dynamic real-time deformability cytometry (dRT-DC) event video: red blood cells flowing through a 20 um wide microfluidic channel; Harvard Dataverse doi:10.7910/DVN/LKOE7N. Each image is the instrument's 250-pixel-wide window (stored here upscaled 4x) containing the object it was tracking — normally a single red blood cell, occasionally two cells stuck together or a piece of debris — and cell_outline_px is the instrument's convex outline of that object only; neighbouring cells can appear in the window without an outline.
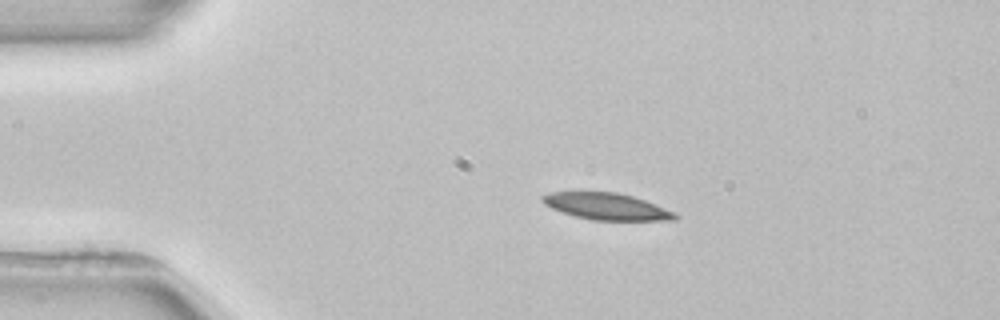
{"species": "common noctule bat (a hibernating species)", "species_latin": "Nyctalus noctula", "temperature_condition": "room temperature", "stored_images_in_passage": 3, "camera_frame_rate_fps": 3000, "um_per_image_px": 0.085, "animal": {"sex": "female", "body_mass_g": 22.7, "forearm_length_mm": 54.2}, "frame": {"image": 1, "passage_image": 2, "time_ms": 1.333, "image_size_px": [1000, 320], "cell_outline_px": [[680, 216], [676, 220], [592, 220], [560, 212], [544, 204], [540, 200], [540, 196], [548, 192], [616, 192], [632, 196], [644, 200], [676, 212]], "centroid_in_image_um": [51.55, 17.55], "position_along_channel_um": 33.5, "area_um2": 20.69}}